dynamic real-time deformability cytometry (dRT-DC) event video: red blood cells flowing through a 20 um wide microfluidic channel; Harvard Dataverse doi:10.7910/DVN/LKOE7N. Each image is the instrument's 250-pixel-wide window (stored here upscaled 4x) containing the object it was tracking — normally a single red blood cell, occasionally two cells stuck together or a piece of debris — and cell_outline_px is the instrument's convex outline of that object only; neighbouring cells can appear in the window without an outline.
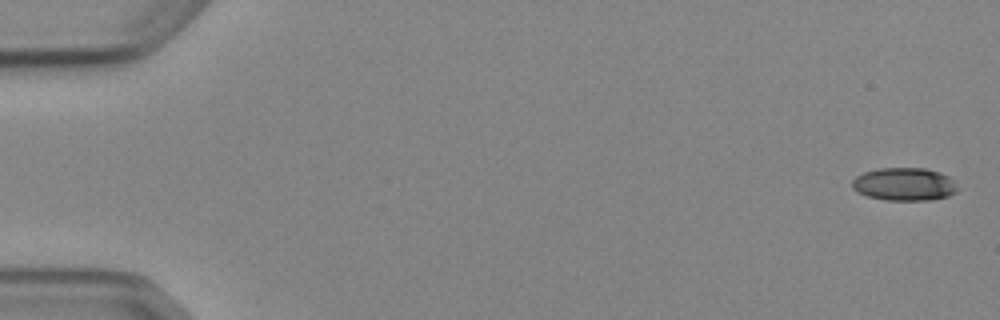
{"species": "Egyptian fruit bat (a non-hibernating species)", "species_latin": "Rousettus aegyptiacus", "temperature_condition": "cold", "stored_images_in_passage": 6, "camera_frame_rate_fps": 3000, "um_per_image_px": 0.085, "animal": {"sex": "female"}, "frame": {"image": 1, "passage_image": 1, "time_ms": 0.0, "image_size_px": [1000, 320], "cell_outline_px": [[956, 192], [948, 196], [928, 200], [884, 200], [868, 196], [856, 192], [852, 188], [852, 180], [856, 176], [864, 172], [876, 168], [924, 168], [940, 172], [948, 176], [952, 180], [956, 188]], "centroid_in_image_um": [76.82, 15.65], "position_along_channel_um": 8.2, "area_um2": 20.23}}
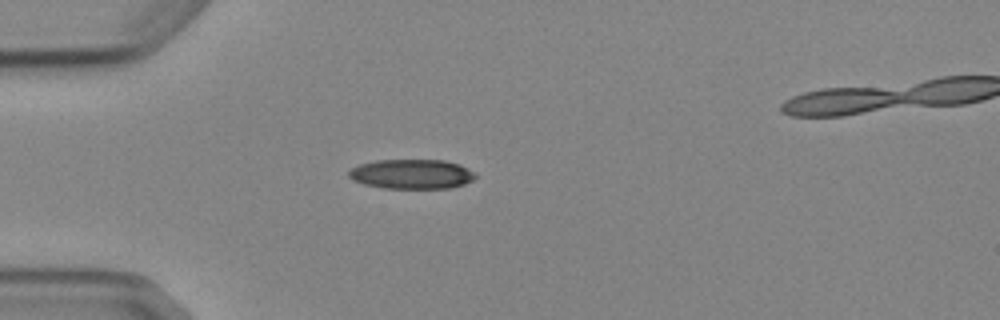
{"frame": {"image": 2, "passage_image": 5, "time_ms": 4.667, "image_size_px": [1000, 320], "cell_outline_px": [[476, 176], [472, 180], [464, 184], [452, 188], [380, 188], [364, 184], [352, 180], [348, 176], [348, 172], [352, 168], [360, 164], [376, 160], [444, 160], [460, 164], [476, 172]], "centroid_in_image_um": [35.0, 14.8], "position_along_channel_um": 50.0, "area_um2": 22.02}}